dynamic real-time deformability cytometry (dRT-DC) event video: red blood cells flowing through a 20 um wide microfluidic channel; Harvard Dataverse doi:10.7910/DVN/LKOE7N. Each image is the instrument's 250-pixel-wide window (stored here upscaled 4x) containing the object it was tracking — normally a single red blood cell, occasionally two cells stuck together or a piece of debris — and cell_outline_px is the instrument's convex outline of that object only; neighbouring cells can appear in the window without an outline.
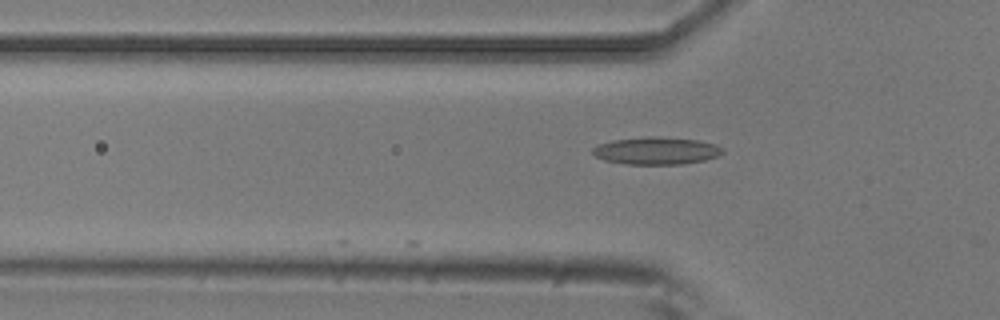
{"species": "common noctule bat (a hibernating species)", "species_latin": "Nyctalus noctula", "temperature_condition": "room temperature", "stored_images_in_passage": 10, "camera_frame_rate_fps": 3000, "um_per_image_px": 0.085, "animal": {"sex": "male", "body_mass_g": 20.5, "forearm_length_mm": 52.5}, "frame": {"image": 1, "passage_image": 3, "time_ms": 0.667, "image_size_px": [1000, 320], "cell_outline_px": [[724, 152], [720, 156], [704, 160], [680, 164], [628, 164], [604, 160], [596, 156], [592, 152], [592, 148], [596, 144], [612, 140], [648, 136], [656, 136], [700, 140], [716, 144], [724, 148]], "centroid_in_image_um": [55.81, 12.8], "position_along_channel_um": 70.0, "area_um2": 20.98}}